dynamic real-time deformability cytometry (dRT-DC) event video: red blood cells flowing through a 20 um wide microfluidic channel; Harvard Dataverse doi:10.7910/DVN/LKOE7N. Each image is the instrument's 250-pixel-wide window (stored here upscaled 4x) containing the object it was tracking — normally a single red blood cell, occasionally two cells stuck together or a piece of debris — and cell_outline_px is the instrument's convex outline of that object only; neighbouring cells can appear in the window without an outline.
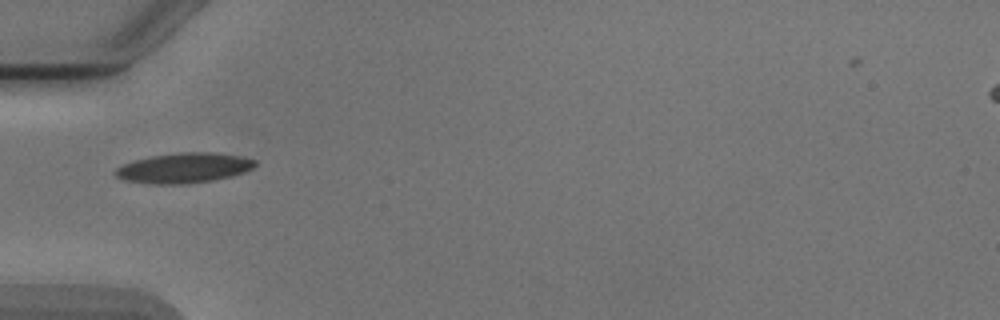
{"species": "Egyptian fruit bat (a non-hibernating species)", "species_latin": "Rousettus aegyptiacus", "temperature_condition": "cold", "stored_images_in_passage": 5, "camera_frame_rate_fps": 3000, "um_per_image_px": 0.085, "animal": {"sex": "male"}, "frame": {"image": 1, "passage_image": 5, "time_ms": 5.667, "image_size_px": [1000, 320], "cell_outline_px": [[256, 164], [252, 168], [244, 172], [232, 176], [212, 180], [188, 184], [148, 184], [124, 180], [116, 176], [116, 168], [124, 164], [136, 160], [152, 156], [180, 152], [212, 152], [240, 156], [256, 160]], "centroid_in_image_um": [15.65, 14.28], "position_along_channel_um": 69.4, "area_um2": 24.39}}